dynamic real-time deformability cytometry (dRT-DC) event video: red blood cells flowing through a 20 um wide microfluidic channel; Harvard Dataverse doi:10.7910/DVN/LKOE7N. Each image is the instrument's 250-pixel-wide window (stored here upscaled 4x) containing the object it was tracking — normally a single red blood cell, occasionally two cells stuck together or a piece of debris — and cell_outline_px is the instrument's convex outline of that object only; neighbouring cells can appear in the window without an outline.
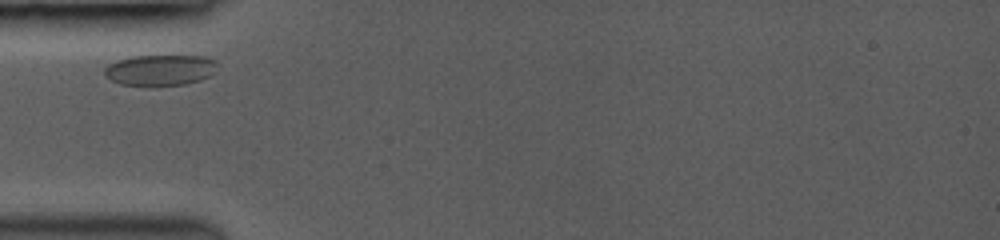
{"species": "common noctule bat (a hibernating species)", "species_latin": "Nyctalus noctula", "temperature_condition": "room temperature", "stored_images_in_passage": 11, "camera_frame_rate_fps": 3000, "um_per_image_px": 0.085, "animal": {"sex": "female", "body_mass_g": 19.0, "forearm_length_mm": 53.3}, "frame": {"image": 1, "passage_image": 1, "time_ms": 0.0, "image_size_px": [1000, 240], "cell_outline_px": [[220, 64], [216, 72], [200, 80], [184, 84], [156, 88], [120, 84], [104, 76], [104, 68], [108, 64], [116, 60], [132, 56], [204, 56], [216, 60]], "centroid_in_image_um": [13.62, 5.98], "position_along_channel_um": 71.4, "area_um2": 21.1}}
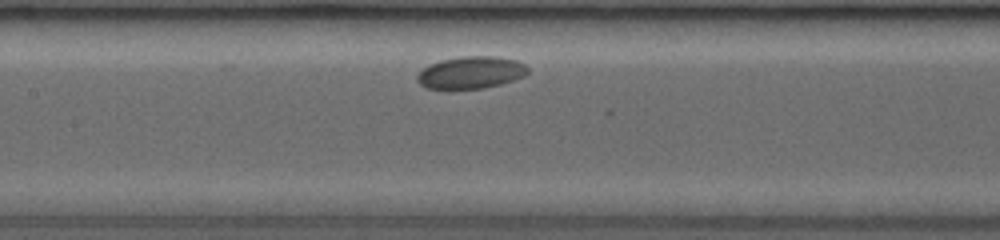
{"frame": {"image": 2, "passage_image": 4, "time_ms": 2.667, "image_size_px": [1000, 240], "cell_outline_px": [[528, 72], [524, 76], [500, 84], [484, 88], [428, 88], [420, 84], [416, 80], [416, 76], [428, 64], [440, 60], [460, 56], [496, 56], [516, 60], [524, 64], [528, 68]], "centroid_in_image_um": [40.02, 6.15], "position_along_channel_um": 167.4, "area_um2": 20.63}}
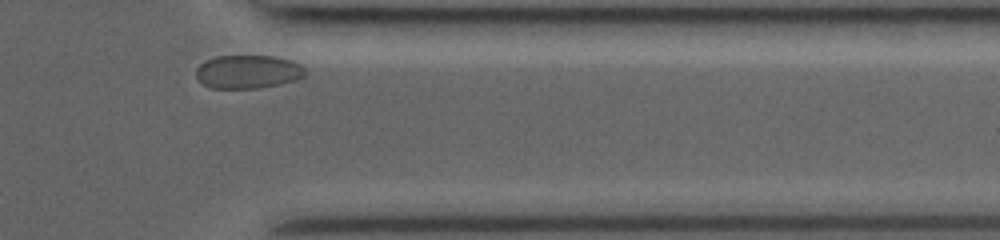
{"frame": {"image": 3, "passage_image": 11, "time_ms": 8.667, "image_size_px": [1000, 240], "cell_outline_px": [[308, 72], [304, 76], [296, 80], [280, 84], [260, 88], [212, 88], [204, 84], [196, 76], [196, 68], [204, 60], [216, 56], [276, 56], [292, 60], [300, 64]], "centroid_in_image_um": [21.1, 6.09], "position_along_channel_um": 390.3, "area_um2": 21.44}}